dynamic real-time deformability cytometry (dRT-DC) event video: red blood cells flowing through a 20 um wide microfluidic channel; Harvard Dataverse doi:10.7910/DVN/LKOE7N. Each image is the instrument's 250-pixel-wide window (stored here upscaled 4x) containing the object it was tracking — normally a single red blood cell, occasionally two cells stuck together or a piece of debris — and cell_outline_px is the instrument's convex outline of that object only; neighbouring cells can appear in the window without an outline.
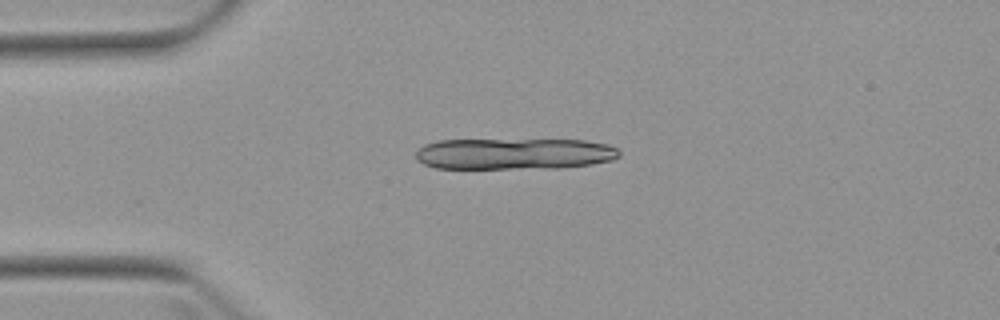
{"species": "Egyptian fruit bat (a non-hibernating species)", "species_latin": "Rousettus aegyptiacus", "temperature_condition": "warm", "stored_images_in_passage": 3, "camera_frame_rate_fps": 3000, "um_per_image_px": 0.085, "animal": {"sex": "female"}, "frame": {"image": 1, "passage_image": 3, "time_ms": 3.333, "image_size_px": [1000, 320], "cell_outline_px": [[620, 156], [612, 160], [592, 164], [560, 168], [436, 168], [424, 164], [416, 160], [416, 152], [424, 144], [436, 140], [584, 140], [608, 144], [616, 148], [620, 152]], "centroid_in_image_um": [43.71, 13.07], "position_along_channel_um": 41.3, "area_um2": 37.22}}